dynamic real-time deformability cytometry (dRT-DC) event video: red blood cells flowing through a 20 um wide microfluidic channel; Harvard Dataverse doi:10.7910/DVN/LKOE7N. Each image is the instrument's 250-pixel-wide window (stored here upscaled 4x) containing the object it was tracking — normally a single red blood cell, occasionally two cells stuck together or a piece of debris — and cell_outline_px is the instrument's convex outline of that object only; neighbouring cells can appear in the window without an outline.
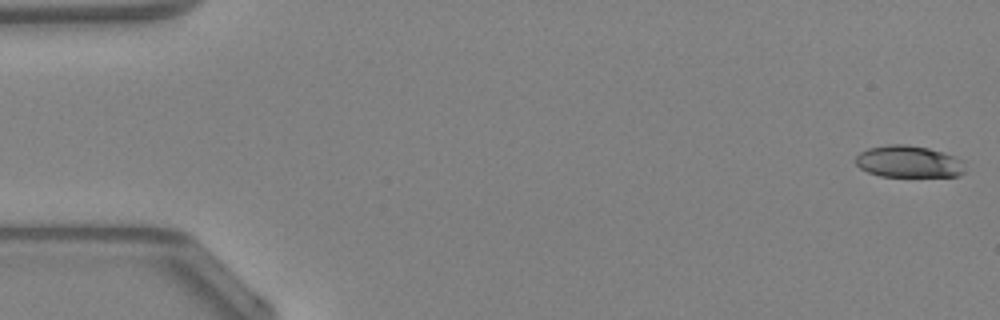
{"species": "Egyptian fruit bat (a non-hibernating species)", "species_latin": "Rousettus aegyptiacus", "temperature_condition": "warm", "stored_images_in_passage": 13, "camera_frame_rate_fps": 3000, "um_per_image_px": 0.085, "animal": {"sex": "female"}, "frame": {"image": 1, "passage_image": 1, "time_ms": 0.0, "image_size_px": [1000, 320], "cell_outline_px": [[964, 172], [956, 176], [880, 176], [868, 172], [860, 168], [856, 164], [856, 156], [860, 152], [868, 148], [888, 144], [908, 144], [928, 148], [944, 152], [956, 156], [964, 160]], "centroid_in_image_um": [77.25, 13.72], "position_along_channel_um": 7.8, "area_um2": 20.46}}